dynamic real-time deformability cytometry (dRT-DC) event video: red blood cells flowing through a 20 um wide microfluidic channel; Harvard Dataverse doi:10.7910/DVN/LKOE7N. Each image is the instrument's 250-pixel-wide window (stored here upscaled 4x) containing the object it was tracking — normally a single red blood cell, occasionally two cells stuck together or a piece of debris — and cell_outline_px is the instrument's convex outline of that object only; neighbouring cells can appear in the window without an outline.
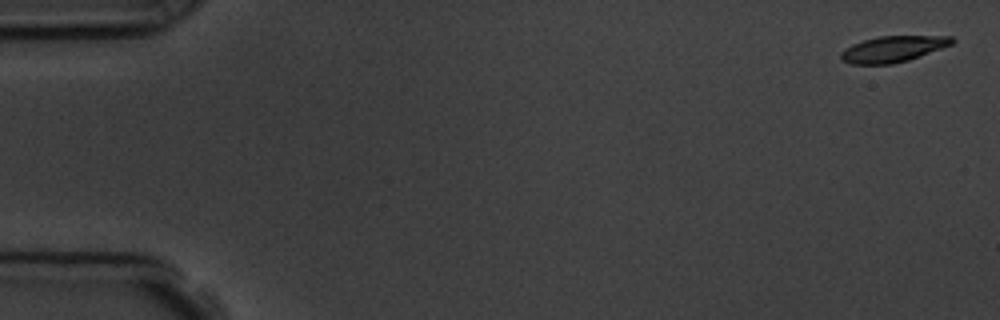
{"species": "common noctule bat (a hibernating species)", "species_latin": "Nyctalus noctula", "temperature_condition": "room temperature", "stored_images_in_passage": 7, "camera_frame_rate_fps": 3000, "um_per_image_px": 0.085, "animal": {"sex": "male", "body_mass_g": 19.5, "forearm_length_mm": 54.6}, "frame": {"image": 1, "passage_image": 1, "time_ms": 0.0, "image_size_px": [1000, 320], "cell_outline_px": [[956, 40], [952, 44], [908, 60], [892, 64], [852, 64], [840, 60], [840, 52], [852, 44], [864, 40], [880, 36], [952, 36]], "centroid_in_image_um": [75.88, 4.17], "position_along_channel_um": 9.1, "area_um2": 16.76}}
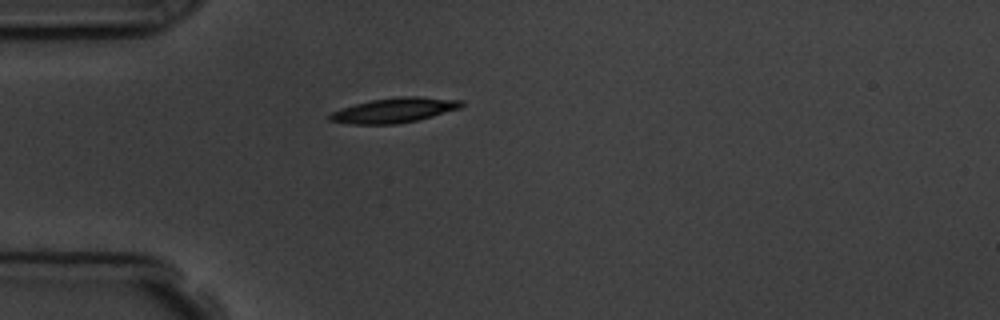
{"frame": {"image": 2, "passage_image": 5, "time_ms": 4.667, "image_size_px": [1000, 320], "cell_outline_px": [[464, 104], [460, 108], [432, 116], [416, 120], [396, 124], [352, 124], [328, 120], [328, 116], [332, 112], [356, 104], [372, 100], [400, 96], [416, 96], [464, 100]], "centroid_in_image_um": [33.55, 9.36], "position_along_channel_um": 51.5, "area_um2": 18.84}}